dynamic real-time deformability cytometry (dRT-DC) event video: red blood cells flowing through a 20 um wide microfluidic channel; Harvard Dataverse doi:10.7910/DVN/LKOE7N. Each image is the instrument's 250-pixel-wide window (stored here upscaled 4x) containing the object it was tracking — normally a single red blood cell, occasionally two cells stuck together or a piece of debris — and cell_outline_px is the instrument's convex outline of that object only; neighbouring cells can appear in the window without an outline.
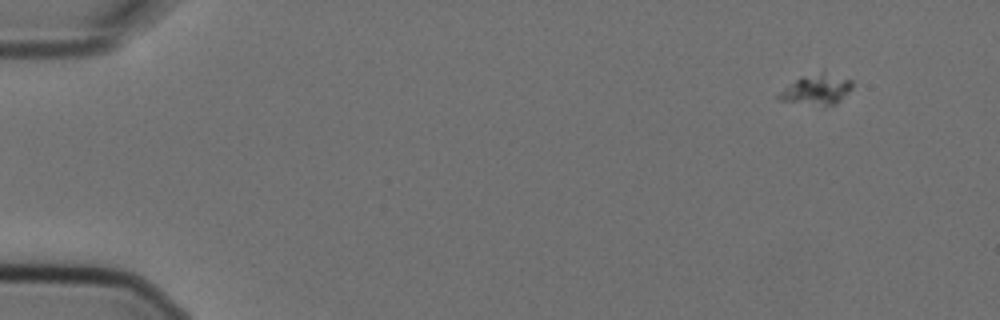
{"species": "Egyptian fruit bat (a non-hibernating species)", "species_latin": "Rousettus aegyptiacus", "temperature_condition": "cold", "stored_images_in_passage": 5, "segment_of_instrument_passage": [2, 2], "camera_frame_rate_fps": 3000, "um_per_image_px": 0.085, "animal": {"sex": "female"}, "frame": {"image": 1, "passage_image": 5, "time_ms": 1.333, "image_size_px": [1000, 320], "cell_outline_px": [[852, 88], [836, 104], [824, 104], [776, 100], [776, 96], [800, 76], [804, 76], [852, 80]], "centroid_in_image_um": [69.35, 7.69], "position_along_channel_um": 15.6, "area_um2": 11.33}}